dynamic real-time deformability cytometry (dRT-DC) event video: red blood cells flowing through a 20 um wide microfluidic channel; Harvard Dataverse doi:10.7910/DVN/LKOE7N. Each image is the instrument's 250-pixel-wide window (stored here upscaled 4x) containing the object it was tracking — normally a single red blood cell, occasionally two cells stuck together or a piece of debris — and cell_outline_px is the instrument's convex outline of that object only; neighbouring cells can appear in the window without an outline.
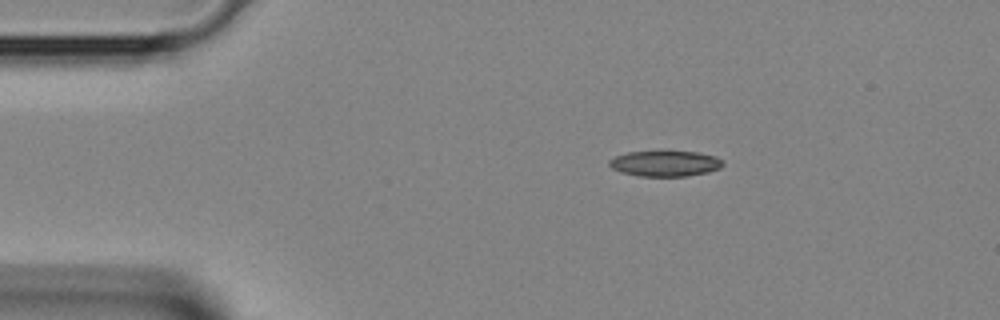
{"species": "Egyptian fruit bat (a non-hibernating species)", "species_latin": "Rousettus aegyptiacus", "temperature_condition": "room temperature", "stored_images_in_passage": 3, "segment_of_instrument_passage": [1, 2], "camera_frame_rate_fps": 3000, "um_per_image_px": 0.085, "animal": {"sex": "female"}, "frame": {"image": 1, "passage_image": 1, "time_ms": 0.0, "image_size_px": [1000, 320], "cell_outline_px": [[724, 164], [720, 168], [708, 172], [688, 176], [640, 176], [620, 172], [612, 168], [608, 164], [608, 160], [616, 156], [628, 152], [660, 148], [700, 152], [716, 156], [724, 160]], "centroid_in_image_um": [56.55, 13.84], "position_along_channel_um": 28.4, "area_um2": 18.03}}